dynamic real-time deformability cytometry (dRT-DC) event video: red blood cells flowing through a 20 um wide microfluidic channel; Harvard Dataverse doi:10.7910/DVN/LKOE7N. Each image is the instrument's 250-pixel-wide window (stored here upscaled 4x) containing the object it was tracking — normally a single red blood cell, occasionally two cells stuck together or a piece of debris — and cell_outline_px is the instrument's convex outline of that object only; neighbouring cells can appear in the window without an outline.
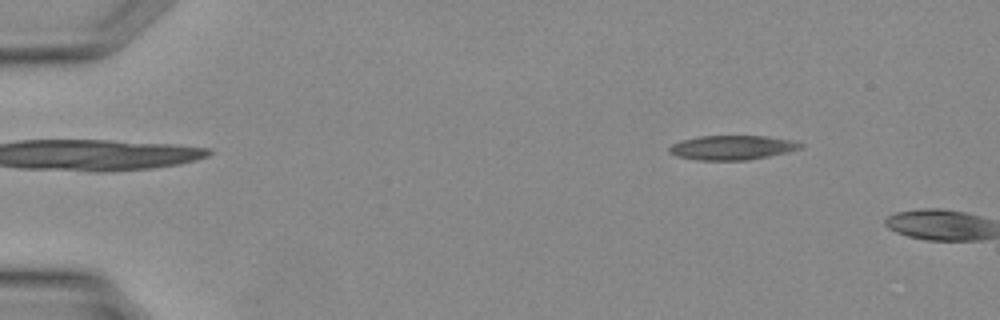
{"species": "Egyptian fruit bat (a non-hibernating species)", "species_latin": "Rousettus aegyptiacus", "temperature_condition": "warm", "stored_images_in_passage": 6, "camera_frame_rate_fps": 3000, "um_per_image_px": 0.085, "animal": {"sex": "female"}, "frame": {"image": 1, "passage_image": 4, "time_ms": 1.0, "image_size_px": [1000, 320], "cell_outline_px": [[804, 144], [800, 148], [788, 152], [748, 160], [696, 160], [676, 156], [668, 152], [668, 148], [672, 144], [684, 140], [700, 136], [764, 136], [796, 140]], "centroid_in_image_um": [62.25, 12.54], "position_along_channel_um": 22.8, "area_um2": 18.67}}